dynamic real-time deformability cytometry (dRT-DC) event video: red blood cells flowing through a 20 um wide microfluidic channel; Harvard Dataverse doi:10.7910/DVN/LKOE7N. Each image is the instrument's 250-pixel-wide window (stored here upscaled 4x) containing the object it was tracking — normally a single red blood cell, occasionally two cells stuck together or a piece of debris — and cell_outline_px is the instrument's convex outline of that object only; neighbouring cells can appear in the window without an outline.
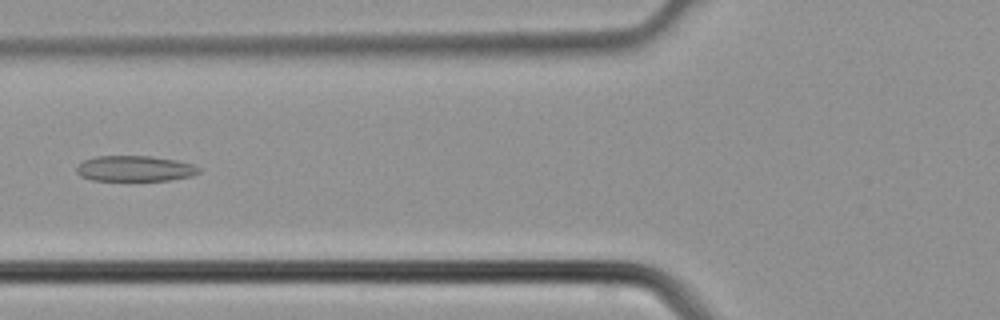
{"species": "common noctule bat (a hibernating species)", "species_latin": "Nyctalus noctula", "temperature_condition": "cold", "stored_images_in_passage": 4, "camera_frame_rate_fps": 3000, "um_per_image_px": 0.085, "animal": {"sex": "male", "body_mass_g": 21.5, "forearm_length_mm": 52.0}, "frame": {"image": 1, "passage_image": 4, "time_ms": 1.0, "image_size_px": [1000, 320], "cell_outline_px": [[200, 172], [192, 176], [168, 180], [92, 180], [80, 176], [76, 172], [76, 168], [84, 160], [96, 156], [152, 156], [176, 160], [192, 164], [200, 168]], "centroid_in_image_um": [11.46, 14.32], "position_along_channel_um": 114.3, "area_um2": 18.21}}